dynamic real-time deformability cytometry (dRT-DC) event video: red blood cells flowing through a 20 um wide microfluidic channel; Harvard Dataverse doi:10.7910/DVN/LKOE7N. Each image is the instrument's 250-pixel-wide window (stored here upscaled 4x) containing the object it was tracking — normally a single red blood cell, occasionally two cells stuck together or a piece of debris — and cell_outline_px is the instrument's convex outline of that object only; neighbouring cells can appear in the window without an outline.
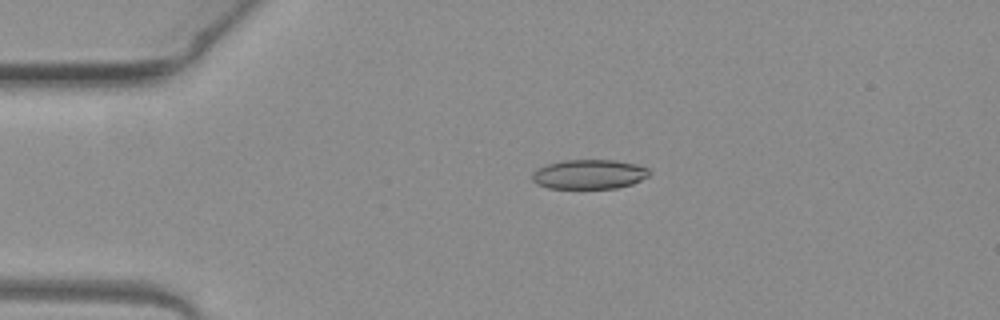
{"species": "common noctule bat (a hibernating species)", "species_latin": "Nyctalus noctula", "temperature_condition": "warm", "stored_images_in_passage": 2, "camera_frame_rate_fps": 3000, "um_per_image_px": 0.085, "animal": {"sex": "female", "body_mass_g": 19.3, "forearm_length_mm": 54.1}, "frame": {"image": 1, "passage_image": 1, "time_ms": 0.0, "image_size_px": [1000, 320], "cell_outline_px": [[648, 176], [632, 184], [616, 188], [548, 188], [536, 184], [532, 180], [532, 172], [536, 168], [548, 164], [564, 160], [616, 160], [636, 164], [648, 168]], "centroid_in_image_um": [50.04, 14.81], "position_along_channel_um": 35.0, "area_um2": 20.11}}